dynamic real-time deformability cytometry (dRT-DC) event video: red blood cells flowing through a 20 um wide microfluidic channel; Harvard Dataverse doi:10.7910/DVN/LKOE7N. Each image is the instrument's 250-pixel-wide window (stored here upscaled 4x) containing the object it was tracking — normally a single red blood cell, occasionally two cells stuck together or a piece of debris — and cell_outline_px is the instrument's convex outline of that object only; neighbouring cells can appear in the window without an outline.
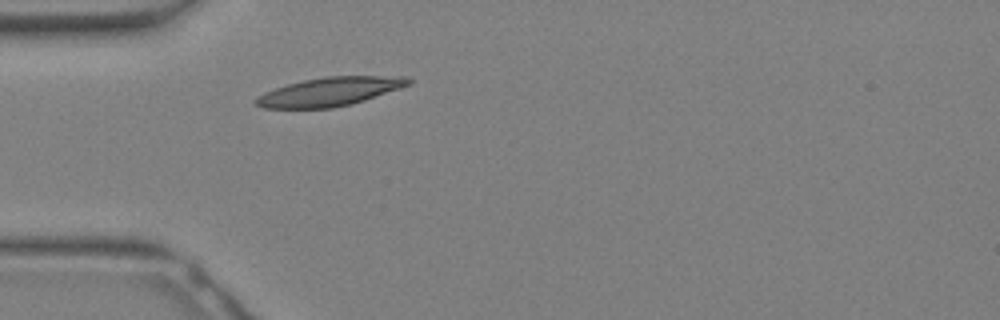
{"species": "Egyptian fruit bat (a non-hibernating species)", "species_latin": "Rousettus aegyptiacus", "temperature_condition": "warm", "stored_images_in_passage": 11, "camera_frame_rate_fps": 3000, "um_per_image_px": 0.085, "animal": {"sex": "female"}, "frame": {"image": 1, "passage_image": 1, "time_ms": 0.0, "image_size_px": [1000, 320], "cell_outline_px": [[412, 84], [352, 104], [332, 108], [264, 108], [256, 104], [252, 100], [256, 96], [264, 92], [288, 84], [304, 80], [324, 76], [404, 76], [412, 80]], "centroid_in_image_um": [28.01, 7.79], "position_along_channel_um": 57.0, "area_um2": 25.49}}
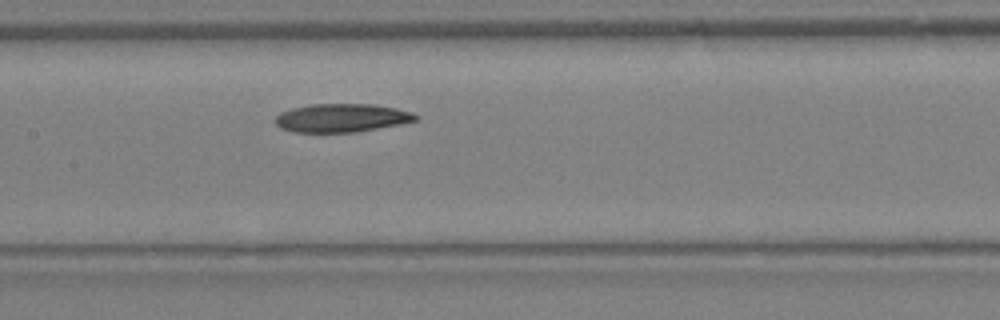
{"frame": {"image": 2, "passage_image": 7, "time_ms": 2.0, "image_size_px": [1000, 320], "cell_outline_px": [[420, 120], [400, 124], [356, 132], [292, 132], [280, 128], [276, 124], [276, 116], [280, 112], [292, 108], [312, 104], [372, 104], [396, 108], [412, 112], [420, 116]], "centroid_in_image_um": [29.07, 10.02], "position_along_channel_um": 178.3, "area_um2": 23.35}}
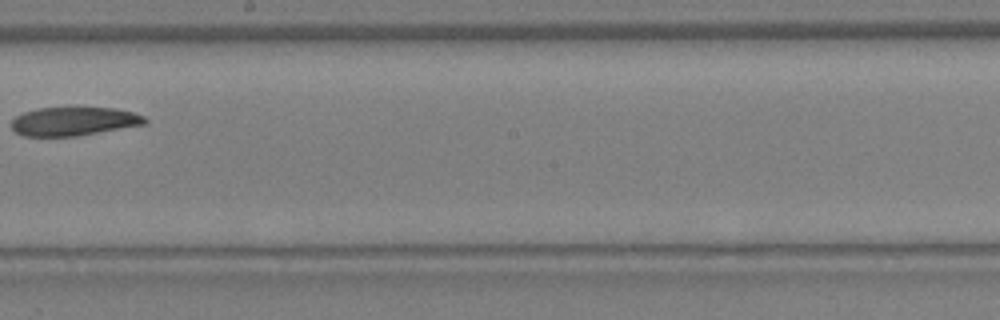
{"frame": {"image": 3, "passage_image": 10, "time_ms": 3.0, "image_size_px": [1000, 320], "cell_outline_px": [[148, 124], [76, 136], [24, 136], [16, 132], [12, 128], [12, 120], [16, 116], [24, 112], [40, 108], [116, 108], [132, 112], [144, 116], [148, 120]], "centroid_in_image_um": [6.31, 10.32], "position_along_channel_um": 241.9, "area_um2": 22.2}}